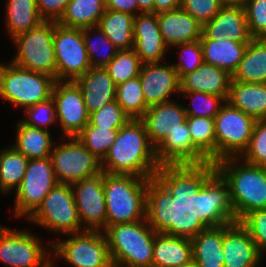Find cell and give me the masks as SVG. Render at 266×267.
Returning a JSON list of instances; mask_svg holds the SVG:
<instances>
[{"label":"cell","instance_id":"cell-34","mask_svg":"<svg viewBox=\"0 0 266 267\" xmlns=\"http://www.w3.org/2000/svg\"><path fill=\"white\" fill-rule=\"evenodd\" d=\"M29 159L14 146L0 150V190L4 194L21 185Z\"/></svg>","mask_w":266,"mask_h":267},{"label":"cell","instance_id":"cell-24","mask_svg":"<svg viewBox=\"0 0 266 267\" xmlns=\"http://www.w3.org/2000/svg\"><path fill=\"white\" fill-rule=\"evenodd\" d=\"M74 82L82 92L89 115L115 100L116 85L105 68L91 67Z\"/></svg>","mask_w":266,"mask_h":267},{"label":"cell","instance_id":"cell-12","mask_svg":"<svg viewBox=\"0 0 266 267\" xmlns=\"http://www.w3.org/2000/svg\"><path fill=\"white\" fill-rule=\"evenodd\" d=\"M53 43L56 80L75 81L92 67L82 29L65 27L55 22Z\"/></svg>","mask_w":266,"mask_h":267},{"label":"cell","instance_id":"cell-8","mask_svg":"<svg viewBox=\"0 0 266 267\" xmlns=\"http://www.w3.org/2000/svg\"><path fill=\"white\" fill-rule=\"evenodd\" d=\"M54 21L40 25L13 38L17 54L12 63L21 68L48 74L56 79V60L53 43Z\"/></svg>","mask_w":266,"mask_h":267},{"label":"cell","instance_id":"cell-46","mask_svg":"<svg viewBox=\"0 0 266 267\" xmlns=\"http://www.w3.org/2000/svg\"><path fill=\"white\" fill-rule=\"evenodd\" d=\"M240 223L249 231L261 256L266 253V208L247 214Z\"/></svg>","mask_w":266,"mask_h":267},{"label":"cell","instance_id":"cell-30","mask_svg":"<svg viewBox=\"0 0 266 267\" xmlns=\"http://www.w3.org/2000/svg\"><path fill=\"white\" fill-rule=\"evenodd\" d=\"M134 17L127 12L106 9L98 27L119 51L131 50L134 47Z\"/></svg>","mask_w":266,"mask_h":267},{"label":"cell","instance_id":"cell-40","mask_svg":"<svg viewBox=\"0 0 266 267\" xmlns=\"http://www.w3.org/2000/svg\"><path fill=\"white\" fill-rule=\"evenodd\" d=\"M181 92L187 98L190 97L189 99H191V103L193 104L192 108L191 106L190 108L189 106L184 107L187 116L208 117L214 119L223 106V103H226V100L223 97L206 92L180 91V93ZM197 100L200 104L196 106L195 103Z\"/></svg>","mask_w":266,"mask_h":267},{"label":"cell","instance_id":"cell-47","mask_svg":"<svg viewBox=\"0 0 266 267\" xmlns=\"http://www.w3.org/2000/svg\"><path fill=\"white\" fill-rule=\"evenodd\" d=\"M221 7L219 0H181V8L202 25L212 20Z\"/></svg>","mask_w":266,"mask_h":267},{"label":"cell","instance_id":"cell-32","mask_svg":"<svg viewBox=\"0 0 266 267\" xmlns=\"http://www.w3.org/2000/svg\"><path fill=\"white\" fill-rule=\"evenodd\" d=\"M105 10L104 0H71L57 23L80 29L98 26Z\"/></svg>","mask_w":266,"mask_h":267},{"label":"cell","instance_id":"cell-50","mask_svg":"<svg viewBox=\"0 0 266 267\" xmlns=\"http://www.w3.org/2000/svg\"><path fill=\"white\" fill-rule=\"evenodd\" d=\"M181 7V0H154V13L174 10Z\"/></svg>","mask_w":266,"mask_h":267},{"label":"cell","instance_id":"cell-9","mask_svg":"<svg viewBox=\"0 0 266 267\" xmlns=\"http://www.w3.org/2000/svg\"><path fill=\"white\" fill-rule=\"evenodd\" d=\"M28 220L62 234L79 233L85 230L79 221L70 184L58 183L54 186Z\"/></svg>","mask_w":266,"mask_h":267},{"label":"cell","instance_id":"cell-48","mask_svg":"<svg viewBox=\"0 0 266 267\" xmlns=\"http://www.w3.org/2000/svg\"><path fill=\"white\" fill-rule=\"evenodd\" d=\"M39 15L44 21L58 22L71 0H36Z\"/></svg>","mask_w":266,"mask_h":267},{"label":"cell","instance_id":"cell-4","mask_svg":"<svg viewBox=\"0 0 266 267\" xmlns=\"http://www.w3.org/2000/svg\"><path fill=\"white\" fill-rule=\"evenodd\" d=\"M101 166L105 173L174 181L161 168L141 119H130L118 130L117 138L101 161Z\"/></svg>","mask_w":266,"mask_h":267},{"label":"cell","instance_id":"cell-3","mask_svg":"<svg viewBox=\"0 0 266 267\" xmlns=\"http://www.w3.org/2000/svg\"><path fill=\"white\" fill-rule=\"evenodd\" d=\"M175 215V194L147 219L108 226L105 233L112 264L117 267H152L155 234Z\"/></svg>","mask_w":266,"mask_h":267},{"label":"cell","instance_id":"cell-29","mask_svg":"<svg viewBox=\"0 0 266 267\" xmlns=\"http://www.w3.org/2000/svg\"><path fill=\"white\" fill-rule=\"evenodd\" d=\"M232 79L243 83H266V38L251 39Z\"/></svg>","mask_w":266,"mask_h":267},{"label":"cell","instance_id":"cell-26","mask_svg":"<svg viewBox=\"0 0 266 267\" xmlns=\"http://www.w3.org/2000/svg\"><path fill=\"white\" fill-rule=\"evenodd\" d=\"M232 75L225 69L203 63L180 81V91L206 92L223 97L229 95Z\"/></svg>","mask_w":266,"mask_h":267},{"label":"cell","instance_id":"cell-25","mask_svg":"<svg viewBox=\"0 0 266 267\" xmlns=\"http://www.w3.org/2000/svg\"><path fill=\"white\" fill-rule=\"evenodd\" d=\"M202 33L213 40L229 38L234 42H250L245 10L239 7H221L214 18L203 25Z\"/></svg>","mask_w":266,"mask_h":267},{"label":"cell","instance_id":"cell-11","mask_svg":"<svg viewBox=\"0 0 266 267\" xmlns=\"http://www.w3.org/2000/svg\"><path fill=\"white\" fill-rule=\"evenodd\" d=\"M214 121L216 162L227 157H239L249 145L256 119L226 101Z\"/></svg>","mask_w":266,"mask_h":267},{"label":"cell","instance_id":"cell-39","mask_svg":"<svg viewBox=\"0 0 266 267\" xmlns=\"http://www.w3.org/2000/svg\"><path fill=\"white\" fill-rule=\"evenodd\" d=\"M142 63L133 49L118 51L106 65L110 77L118 86L129 79L139 76Z\"/></svg>","mask_w":266,"mask_h":267},{"label":"cell","instance_id":"cell-52","mask_svg":"<svg viewBox=\"0 0 266 267\" xmlns=\"http://www.w3.org/2000/svg\"><path fill=\"white\" fill-rule=\"evenodd\" d=\"M222 7L245 8L249 0H219Z\"/></svg>","mask_w":266,"mask_h":267},{"label":"cell","instance_id":"cell-10","mask_svg":"<svg viewBox=\"0 0 266 267\" xmlns=\"http://www.w3.org/2000/svg\"><path fill=\"white\" fill-rule=\"evenodd\" d=\"M69 239L52 242L51 252L73 267H112L105 233L101 230H84L67 234Z\"/></svg>","mask_w":266,"mask_h":267},{"label":"cell","instance_id":"cell-44","mask_svg":"<svg viewBox=\"0 0 266 267\" xmlns=\"http://www.w3.org/2000/svg\"><path fill=\"white\" fill-rule=\"evenodd\" d=\"M24 113L28 119L24 118L21 121L28 126L39 129L48 130L47 127L57 121L55 104L52 97L44 102L26 108Z\"/></svg>","mask_w":266,"mask_h":267},{"label":"cell","instance_id":"cell-23","mask_svg":"<svg viewBox=\"0 0 266 267\" xmlns=\"http://www.w3.org/2000/svg\"><path fill=\"white\" fill-rule=\"evenodd\" d=\"M159 30L168 46L200 40L203 25L181 7L157 13Z\"/></svg>","mask_w":266,"mask_h":267},{"label":"cell","instance_id":"cell-7","mask_svg":"<svg viewBox=\"0 0 266 267\" xmlns=\"http://www.w3.org/2000/svg\"><path fill=\"white\" fill-rule=\"evenodd\" d=\"M56 79L48 74L0 63V97L19 108H29L52 97Z\"/></svg>","mask_w":266,"mask_h":267},{"label":"cell","instance_id":"cell-27","mask_svg":"<svg viewBox=\"0 0 266 267\" xmlns=\"http://www.w3.org/2000/svg\"><path fill=\"white\" fill-rule=\"evenodd\" d=\"M204 63L225 69L231 75L237 69L249 42H234L229 38L208 39L203 33L200 38Z\"/></svg>","mask_w":266,"mask_h":267},{"label":"cell","instance_id":"cell-1","mask_svg":"<svg viewBox=\"0 0 266 267\" xmlns=\"http://www.w3.org/2000/svg\"><path fill=\"white\" fill-rule=\"evenodd\" d=\"M239 161V157L218 160L191 192L212 213L236 222L266 208V167Z\"/></svg>","mask_w":266,"mask_h":267},{"label":"cell","instance_id":"cell-15","mask_svg":"<svg viewBox=\"0 0 266 267\" xmlns=\"http://www.w3.org/2000/svg\"><path fill=\"white\" fill-rule=\"evenodd\" d=\"M192 259L189 231L174 215L155 234L152 267H179Z\"/></svg>","mask_w":266,"mask_h":267},{"label":"cell","instance_id":"cell-54","mask_svg":"<svg viewBox=\"0 0 266 267\" xmlns=\"http://www.w3.org/2000/svg\"><path fill=\"white\" fill-rule=\"evenodd\" d=\"M53 258L51 260H49L48 262H46L42 267H53V262H52Z\"/></svg>","mask_w":266,"mask_h":267},{"label":"cell","instance_id":"cell-28","mask_svg":"<svg viewBox=\"0 0 266 267\" xmlns=\"http://www.w3.org/2000/svg\"><path fill=\"white\" fill-rule=\"evenodd\" d=\"M227 102L256 120L266 119V83L231 80Z\"/></svg>","mask_w":266,"mask_h":267},{"label":"cell","instance_id":"cell-33","mask_svg":"<svg viewBox=\"0 0 266 267\" xmlns=\"http://www.w3.org/2000/svg\"><path fill=\"white\" fill-rule=\"evenodd\" d=\"M6 5L5 26L11 38L37 27L44 21L39 15L36 0H8Z\"/></svg>","mask_w":266,"mask_h":267},{"label":"cell","instance_id":"cell-2","mask_svg":"<svg viewBox=\"0 0 266 267\" xmlns=\"http://www.w3.org/2000/svg\"><path fill=\"white\" fill-rule=\"evenodd\" d=\"M175 181L104 172L106 228L147 219L170 195L184 193Z\"/></svg>","mask_w":266,"mask_h":267},{"label":"cell","instance_id":"cell-45","mask_svg":"<svg viewBox=\"0 0 266 267\" xmlns=\"http://www.w3.org/2000/svg\"><path fill=\"white\" fill-rule=\"evenodd\" d=\"M244 10L251 38H266V0H249Z\"/></svg>","mask_w":266,"mask_h":267},{"label":"cell","instance_id":"cell-42","mask_svg":"<svg viewBox=\"0 0 266 267\" xmlns=\"http://www.w3.org/2000/svg\"><path fill=\"white\" fill-rule=\"evenodd\" d=\"M130 119L116 100L105 104L89 116V122L98 128H121Z\"/></svg>","mask_w":266,"mask_h":267},{"label":"cell","instance_id":"cell-31","mask_svg":"<svg viewBox=\"0 0 266 267\" xmlns=\"http://www.w3.org/2000/svg\"><path fill=\"white\" fill-rule=\"evenodd\" d=\"M16 126V142L13 146L18 151L29 160L50 157L54 147L50 130L28 126L22 121Z\"/></svg>","mask_w":266,"mask_h":267},{"label":"cell","instance_id":"cell-18","mask_svg":"<svg viewBox=\"0 0 266 267\" xmlns=\"http://www.w3.org/2000/svg\"><path fill=\"white\" fill-rule=\"evenodd\" d=\"M71 185L81 226L85 230L106 229L104 172ZM83 224V225H82Z\"/></svg>","mask_w":266,"mask_h":267},{"label":"cell","instance_id":"cell-17","mask_svg":"<svg viewBox=\"0 0 266 267\" xmlns=\"http://www.w3.org/2000/svg\"><path fill=\"white\" fill-rule=\"evenodd\" d=\"M52 98L63 136L76 137L89 123L90 116L79 86L74 81L56 80Z\"/></svg>","mask_w":266,"mask_h":267},{"label":"cell","instance_id":"cell-20","mask_svg":"<svg viewBox=\"0 0 266 267\" xmlns=\"http://www.w3.org/2000/svg\"><path fill=\"white\" fill-rule=\"evenodd\" d=\"M138 77L148 106L172 101V94L180 92L181 80L173 65L142 64Z\"/></svg>","mask_w":266,"mask_h":267},{"label":"cell","instance_id":"cell-22","mask_svg":"<svg viewBox=\"0 0 266 267\" xmlns=\"http://www.w3.org/2000/svg\"><path fill=\"white\" fill-rule=\"evenodd\" d=\"M133 50L142 64L162 62L166 56V45L159 30L156 13H139L134 17Z\"/></svg>","mask_w":266,"mask_h":267},{"label":"cell","instance_id":"cell-41","mask_svg":"<svg viewBox=\"0 0 266 267\" xmlns=\"http://www.w3.org/2000/svg\"><path fill=\"white\" fill-rule=\"evenodd\" d=\"M239 157L247 163L266 167V119L256 120L249 145Z\"/></svg>","mask_w":266,"mask_h":267},{"label":"cell","instance_id":"cell-21","mask_svg":"<svg viewBox=\"0 0 266 267\" xmlns=\"http://www.w3.org/2000/svg\"><path fill=\"white\" fill-rule=\"evenodd\" d=\"M186 118L184 107L172 100L149 106L141 120L146 126L152 146L156 149L170 134L185 130Z\"/></svg>","mask_w":266,"mask_h":267},{"label":"cell","instance_id":"cell-51","mask_svg":"<svg viewBox=\"0 0 266 267\" xmlns=\"http://www.w3.org/2000/svg\"><path fill=\"white\" fill-rule=\"evenodd\" d=\"M142 13H154V0H136Z\"/></svg>","mask_w":266,"mask_h":267},{"label":"cell","instance_id":"cell-36","mask_svg":"<svg viewBox=\"0 0 266 267\" xmlns=\"http://www.w3.org/2000/svg\"><path fill=\"white\" fill-rule=\"evenodd\" d=\"M115 100L131 119H141L149 107L138 76L116 86Z\"/></svg>","mask_w":266,"mask_h":267},{"label":"cell","instance_id":"cell-35","mask_svg":"<svg viewBox=\"0 0 266 267\" xmlns=\"http://www.w3.org/2000/svg\"><path fill=\"white\" fill-rule=\"evenodd\" d=\"M193 146L213 165L216 162L215 121L208 117L186 118Z\"/></svg>","mask_w":266,"mask_h":267},{"label":"cell","instance_id":"cell-43","mask_svg":"<svg viewBox=\"0 0 266 267\" xmlns=\"http://www.w3.org/2000/svg\"><path fill=\"white\" fill-rule=\"evenodd\" d=\"M180 48L179 63L173 64L177 70L180 80L187 74L194 72L204 63V57L200 40L182 43L174 47ZM182 48V49H181Z\"/></svg>","mask_w":266,"mask_h":267},{"label":"cell","instance_id":"cell-49","mask_svg":"<svg viewBox=\"0 0 266 267\" xmlns=\"http://www.w3.org/2000/svg\"><path fill=\"white\" fill-rule=\"evenodd\" d=\"M106 9L118 12H127L134 16L142 13L138 9L136 0H104ZM138 11V12H137Z\"/></svg>","mask_w":266,"mask_h":267},{"label":"cell","instance_id":"cell-53","mask_svg":"<svg viewBox=\"0 0 266 267\" xmlns=\"http://www.w3.org/2000/svg\"><path fill=\"white\" fill-rule=\"evenodd\" d=\"M179 267H199V265L196 261L192 259L189 263L180 265Z\"/></svg>","mask_w":266,"mask_h":267},{"label":"cell","instance_id":"cell-37","mask_svg":"<svg viewBox=\"0 0 266 267\" xmlns=\"http://www.w3.org/2000/svg\"><path fill=\"white\" fill-rule=\"evenodd\" d=\"M83 39L87 49L89 61L92 67H100L105 68L106 65L115 57L116 53L119 51L115 45L108 39V37L102 32V30L98 26H92L83 28ZM93 32L96 36V41H94V37H91ZM106 48V49H105ZM101 49V50H100ZM103 49L106 51H103ZM100 50V52H99ZM109 50V51H108ZM100 53L101 57L98 58L96 55Z\"/></svg>","mask_w":266,"mask_h":267},{"label":"cell","instance_id":"cell-38","mask_svg":"<svg viewBox=\"0 0 266 267\" xmlns=\"http://www.w3.org/2000/svg\"><path fill=\"white\" fill-rule=\"evenodd\" d=\"M120 128H98L90 122L76 136L99 160H103L116 140Z\"/></svg>","mask_w":266,"mask_h":267},{"label":"cell","instance_id":"cell-13","mask_svg":"<svg viewBox=\"0 0 266 267\" xmlns=\"http://www.w3.org/2000/svg\"><path fill=\"white\" fill-rule=\"evenodd\" d=\"M55 145L50 154L58 183L72 184L102 171L101 160L93 155L77 137Z\"/></svg>","mask_w":266,"mask_h":267},{"label":"cell","instance_id":"cell-6","mask_svg":"<svg viewBox=\"0 0 266 267\" xmlns=\"http://www.w3.org/2000/svg\"><path fill=\"white\" fill-rule=\"evenodd\" d=\"M155 153L161 168L189 193L209 175L212 167L193 146L187 121L185 130H177L167 136Z\"/></svg>","mask_w":266,"mask_h":267},{"label":"cell","instance_id":"cell-5","mask_svg":"<svg viewBox=\"0 0 266 267\" xmlns=\"http://www.w3.org/2000/svg\"><path fill=\"white\" fill-rule=\"evenodd\" d=\"M175 216L189 231L193 260L199 267H224L223 217L189 192L175 194Z\"/></svg>","mask_w":266,"mask_h":267},{"label":"cell","instance_id":"cell-14","mask_svg":"<svg viewBox=\"0 0 266 267\" xmlns=\"http://www.w3.org/2000/svg\"><path fill=\"white\" fill-rule=\"evenodd\" d=\"M57 184L50 157L29 160L21 185L15 190L14 215L28 219Z\"/></svg>","mask_w":266,"mask_h":267},{"label":"cell","instance_id":"cell-16","mask_svg":"<svg viewBox=\"0 0 266 267\" xmlns=\"http://www.w3.org/2000/svg\"><path fill=\"white\" fill-rule=\"evenodd\" d=\"M38 239L27 230L0 225V261L10 267H42L50 253Z\"/></svg>","mask_w":266,"mask_h":267},{"label":"cell","instance_id":"cell-19","mask_svg":"<svg viewBox=\"0 0 266 267\" xmlns=\"http://www.w3.org/2000/svg\"><path fill=\"white\" fill-rule=\"evenodd\" d=\"M224 267H258L262 256L249 231L240 223L223 217Z\"/></svg>","mask_w":266,"mask_h":267}]
</instances>
